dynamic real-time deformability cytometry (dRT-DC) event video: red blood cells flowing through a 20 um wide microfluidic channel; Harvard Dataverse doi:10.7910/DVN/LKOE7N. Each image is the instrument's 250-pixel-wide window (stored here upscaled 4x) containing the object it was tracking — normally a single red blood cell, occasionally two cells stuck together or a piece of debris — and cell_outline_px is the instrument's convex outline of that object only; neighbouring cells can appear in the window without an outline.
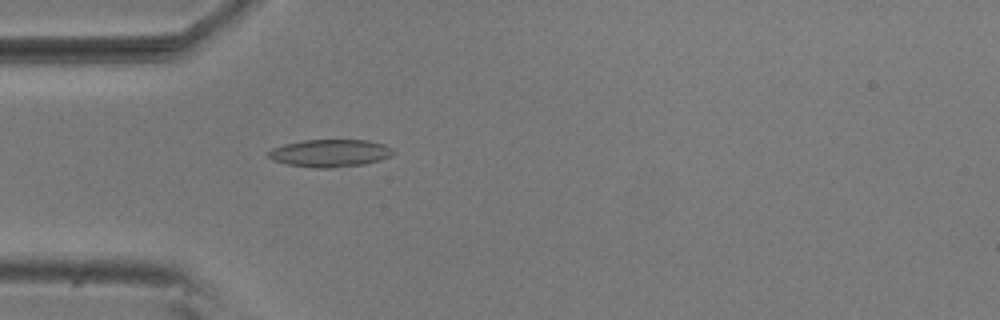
{"species": "common noctule bat (a hibernating species)", "species_latin": "Nyctalus noctula", "temperature_condition": "room temperature", "stored_images_in_passage": 54, "camera_frame_rate_fps": 3000, "um_per_image_px": 0.085, "animal": {"sex": "male", "body_mass_g": 20.5, "forearm_length_mm": 52.5}, "frame": {"image": 1, "passage_image": 16, "time_ms": 5.0, "image_size_px": [1000, 320], "cell_outline_px": [[396, 152], [392, 156], [380, 160], [364, 164], [332, 168], [316, 168], [288, 164], [272, 160], [268, 156], [268, 152], [272, 148], [284, 144], [304, 140], [368, 140], [384, 144], [392, 148]], "centroid_in_image_um": [28.09, 13.01], "position_along_channel_um": 56.9, "area_um2": 20.11}}
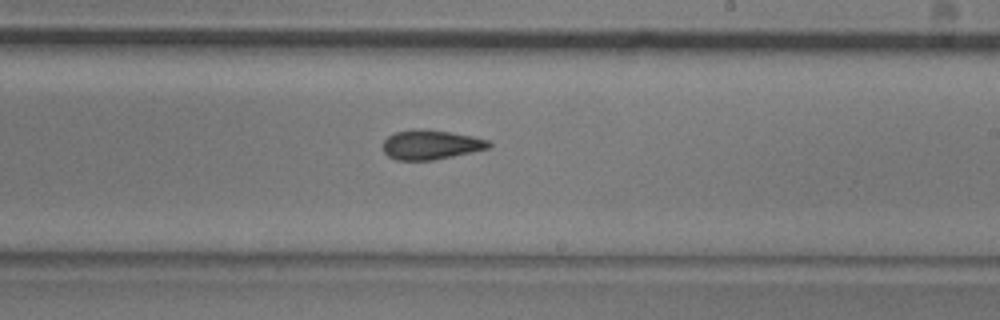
{"frame": {"image": 2, "passage_image": 32, "time_ms": 10.333, "image_size_px": [1000, 320], "cell_outline_px": [[492, 144], [488, 148], [452, 156], [432, 160], [396, 160], [388, 156], [384, 152], [384, 140], [388, 136], [396, 132], [420, 128], [448, 132], [472, 136], [488, 140]], "centroid_in_image_um": [36.6, 12.3], "position_along_channel_um": 252.4, "area_um2": 17.92}}
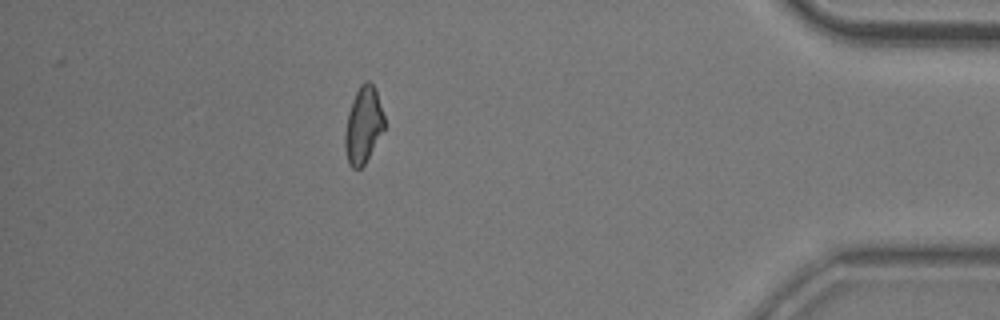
{"frame": {"image": 3, "passage_image": 48, "time_ms": 15.667, "image_size_px": [1000, 320], "cell_outline_px": [[384, 128], [364, 164], [360, 168], [352, 168], [348, 164], [344, 148], [344, 132], [348, 112], [352, 100], [360, 84], [364, 80], [368, 80], [372, 84], [376, 92], [384, 116]], "centroid_in_image_um": [30.84, 10.63], "position_along_channel_um": 404.4, "area_um2": 17.4}, "authors_computed_cell_mechanics": {"area_um2": 18.2648, "velocity_mm_per_s": 3.7149, "shape_relaxation_time_tau1_ms": null, "shape_relaxation_time_tau2_ms": 3.5596, "deformation_change_tau1": null, "deformation_change_tau2": 0.1066}}